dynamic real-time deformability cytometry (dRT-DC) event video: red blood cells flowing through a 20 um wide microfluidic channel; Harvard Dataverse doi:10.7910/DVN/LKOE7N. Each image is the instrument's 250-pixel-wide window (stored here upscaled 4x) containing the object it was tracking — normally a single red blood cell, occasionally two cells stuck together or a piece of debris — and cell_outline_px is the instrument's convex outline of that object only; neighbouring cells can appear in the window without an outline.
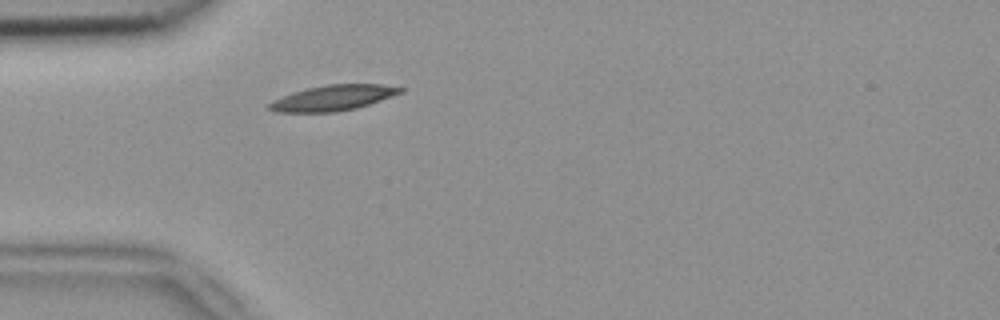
{"species": "common noctule bat (a hibernating species)", "species_latin": "Nyctalus noctula", "temperature_condition": "room temperature", "stored_images_in_passage": 1, "camera_frame_rate_fps": 3000, "um_per_image_px": 0.085, "animal": {"sex": "female", "body_mass_g": 18.4}, "frame": {"image": 1, "passage_image": 1, "time_ms": 0.0, "image_size_px": [1000, 320], "cell_outline_px": [[404, 92], [356, 108], [336, 112], [276, 112], [268, 108], [268, 104], [272, 100], [292, 92], [308, 88], [328, 84], [380, 84], [404, 88]], "centroid_in_image_um": [28.29, 8.32], "position_along_channel_um": 56.7, "area_um2": 19.36}}